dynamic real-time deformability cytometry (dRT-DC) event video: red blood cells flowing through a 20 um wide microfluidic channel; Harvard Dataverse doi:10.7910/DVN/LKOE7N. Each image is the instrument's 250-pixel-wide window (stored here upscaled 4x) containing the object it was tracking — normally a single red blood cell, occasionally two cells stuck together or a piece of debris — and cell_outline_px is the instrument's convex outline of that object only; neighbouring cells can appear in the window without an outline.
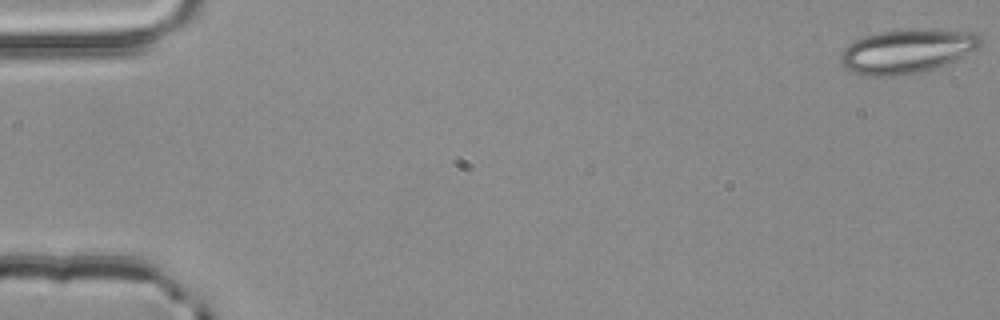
{"species": "common noctule bat (a hibernating species)", "species_latin": "Nyctalus noctula", "temperature_condition": "room temperature", "stored_images_in_passage": 4, "camera_frame_rate_fps": 3000, "um_per_image_px": 0.085, "animal": {"sex": "male", "body_mass_g": 20.4}, "frame": {"image": 1, "passage_image": 1, "time_ms": 0.0, "image_size_px": [1000, 320], "cell_outline_px": [[980, 44], [976, 48], [944, 64], [920, 72], [900, 76], [868, 76], [852, 72], [844, 68], [840, 64], [840, 52], [848, 44], [864, 36], [880, 32], [900, 28], [936, 28], [976, 32], [980, 36]], "centroid_in_image_um": [77.03, 4.32], "position_along_channel_um": 8.0, "area_um2": 36.24}}